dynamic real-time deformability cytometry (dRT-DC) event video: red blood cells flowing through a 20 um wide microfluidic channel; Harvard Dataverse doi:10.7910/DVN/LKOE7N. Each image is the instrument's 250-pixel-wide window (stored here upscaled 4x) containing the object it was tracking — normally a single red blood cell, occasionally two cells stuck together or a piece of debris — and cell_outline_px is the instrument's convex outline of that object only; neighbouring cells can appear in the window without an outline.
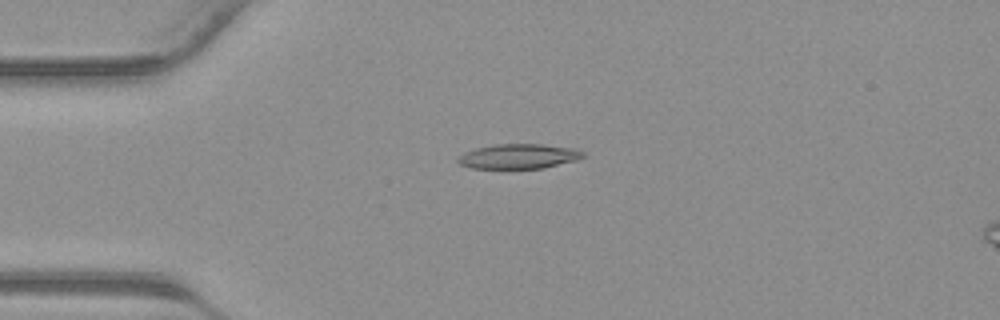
{"species": "common noctule bat (a hibernating species)", "species_latin": "Nyctalus noctula", "temperature_condition": "warm", "stored_images_in_passage": 33, "camera_frame_rate_fps": 3000, "um_per_image_px": 0.085, "animal": {"sex": "male", "body_mass_g": 23.1, "forearm_length_mm": 52.7}, "frame": {"image": 1, "passage_image": 2, "time_ms": 0.333, "image_size_px": [1000, 320], "cell_outline_px": [[584, 156], [576, 160], [544, 168], [472, 168], [460, 164], [456, 160], [464, 152], [476, 148], [496, 144], [544, 144], [576, 148], [584, 152]], "centroid_in_image_um": [44.11, 13.28], "position_along_channel_um": 40.9, "area_um2": 18.03}}
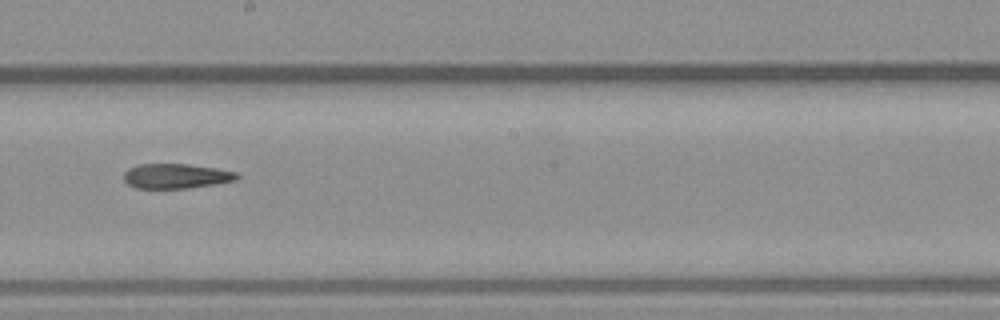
{"frame": {"image": 2, "passage_image": 15, "time_ms": 4.667, "image_size_px": [1000, 320], "cell_outline_px": [[240, 176], [236, 180], [216, 184], [188, 188], [136, 188], [128, 184], [124, 180], [124, 172], [128, 168], [140, 164], [188, 164], [216, 168], [236, 172]], "centroid_in_image_um": [14.97, 14.96], "position_along_channel_um": 233.2, "area_um2": 16.36}}
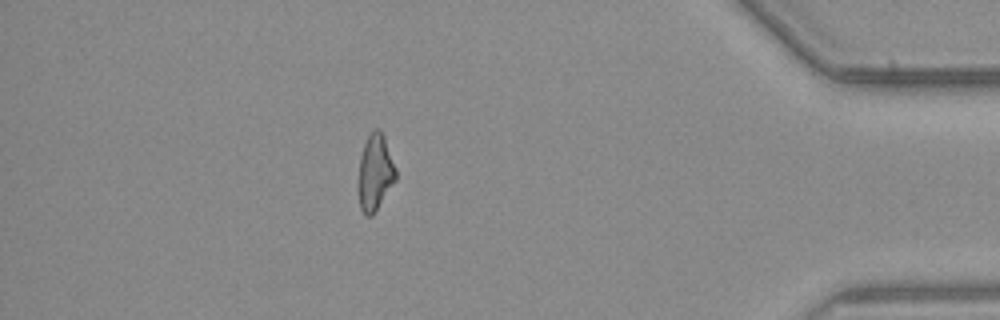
{"frame": {"image": 3, "passage_image": 28, "time_ms": 9.0, "image_size_px": [1000, 320], "cell_outline_px": [[396, 180], [372, 216], [364, 216], [360, 208], [360, 156], [364, 144], [372, 128], [380, 128], [384, 136], [396, 168]], "centroid_in_image_um": [31.91, 14.63], "position_along_channel_um": 403.3, "area_um2": 16.36}}